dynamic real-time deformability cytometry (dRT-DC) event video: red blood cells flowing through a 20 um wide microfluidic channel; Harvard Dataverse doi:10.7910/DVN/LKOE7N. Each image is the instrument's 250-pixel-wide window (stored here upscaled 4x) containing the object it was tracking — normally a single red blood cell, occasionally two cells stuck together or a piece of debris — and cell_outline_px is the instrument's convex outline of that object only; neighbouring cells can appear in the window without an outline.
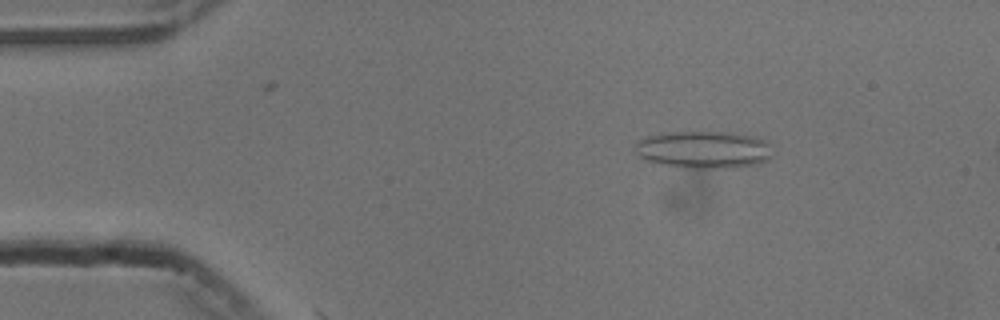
{"species": "common noctule bat (a hibernating species)", "species_latin": "Nyctalus noctula", "temperature_condition": "cold", "stored_images_in_passage": 3, "camera_frame_rate_fps": 3000, "um_per_image_px": 0.085, "animal": {"sex": "male", "body_mass_g": 13.3}, "frame": {"image": 1, "passage_image": 2, "time_ms": 0.333, "image_size_px": [1000, 320], "cell_outline_px": [[768, 160], [756, 164], [732, 168], [680, 168], [660, 164], [648, 160], [640, 156], [636, 152], [636, 144], [640, 140], [648, 136], [676, 132], [724, 132], [756, 136], [764, 140], [768, 144]], "centroid_in_image_um": [59.8, 12.73], "position_along_channel_um": 25.2, "area_um2": 29.54}}